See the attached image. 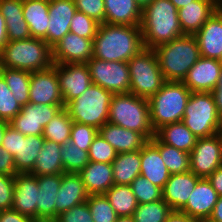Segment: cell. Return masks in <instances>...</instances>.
Here are the masks:
<instances>
[{
    "mask_svg": "<svg viewBox=\"0 0 222 222\" xmlns=\"http://www.w3.org/2000/svg\"><path fill=\"white\" fill-rule=\"evenodd\" d=\"M39 184L31 173H18L14 176V198L11 209L31 217L37 222V202Z\"/></svg>",
    "mask_w": 222,
    "mask_h": 222,
    "instance_id": "cell-16",
    "label": "cell"
},
{
    "mask_svg": "<svg viewBox=\"0 0 222 222\" xmlns=\"http://www.w3.org/2000/svg\"><path fill=\"white\" fill-rule=\"evenodd\" d=\"M220 7L215 0H195L178 9V19L184 35H195Z\"/></svg>",
    "mask_w": 222,
    "mask_h": 222,
    "instance_id": "cell-23",
    "label": "cell"
},
{
    "mask_svg": "<svg viewBox=\"0 0 222 222\" xmlns=\"http://www.w3.org/2000/svg\"><path fill=\"white\" fill-rule=\"evenodd\" d=\"M171 212V207L161 199L138 204L132 217L134 222H165Z\"/></svg>",
    "mask_w": 222,
    "mask_h": 222,
    "instance_id": "cell-38",
    "label": "cell"
},
{
    "mask_svg": "<svg viewBox=\"0 0 222 222\" xmlns=\"http://www.w3.org/2000/svg\"><path fill=\"white\" fill-rule=\"evenodd\" d=\"M92 84L99 85L112 94L128 93L130 71L128 62H109L92 57L87 63Z\"/></svg>",
    "mask_w": 222,
    "mask_h": 222,
    "instance_id": "cell-10",
    "label": "cell"
},
{
    "mask_svg": "<svg viewBox=\"0 0 222 222\" xmlns=\"http://www.w3.org/2000/svg\"><path fill=\"white\" fill-rule=\"evenodd\" d=\"M212 94L215 99V104L217 106L218 114L222 118V70L216 88L212 91Z\"/></svg>",
    "mask_w": 222,
    "mask_h": 222,
    "instance_id": "cell-56",
    "label": "cell"
},
{
    "mask_svg": "<svg viewBox=\"0 0 222 222\" xmlns=\"http://www.w3.org/2000/svg\"><path fill=\"white\" fill-rule=\"evenodd\" d=\"M20 137H26V135H23L21 132L17 131L14 127L8 124L3 136L1 148L14 157L16 152H19Z\"/></svg>",
    "mask_w": 222,
    "mask_h": 222,
    "instance_id": "cell-50",
    "label": "cell"
},
{
    "mask_svg": "<svg viewBox=\"0 0 222 222\" xmlns=\"http://www.w3.org/2000/svg\"><path fill=\"white\" fill-rule=\"evenodd\" d=\"M112 96L110 91L92 84L65 108L73 122L90 125L99 130L108 122Z\"/></svg>",
    "mask_w": 222,
    "mask_h": 222,
    "instance_id": "cell-8",
    "label": "cell"
},
{
    "mask_svg": "<svg viewBox=\"0 0 222 222\" xmlns=\"http://www.w3.org/2000/svg\"><path fill=\"white\" fill-rule=\"evenodd\" d=\"M86 202L94 222H116L119 217L104 194L89 195Z\"/></svg>",
    "mask_w": 222,
    "mask_h": 222,
    "instance_id": "cell-40",
    "label": "cell"
},
{
    "mask_svg": "<svg viewBox=\"0 0 222 222\" xmlns=\"http://www.w3.org/2000/svg\"><path fill=\"white\" fill-rule=\"evenodd\" d=\"M108 122L141 133L148 141L155 136L148 99L131 92L113 94Z\"/></svg>",
    "mask_w": 222,
    "mask_h": 222,
    "instance_id": "cell-5",
    "label": "cell"
},
{
    "mask_svg": "<svg viewBox=\"0 0 222 222\" xmlns=\"http://www.w3.org/2000/svg\"><path fill=\"white\" fill-rule=\"evenodd\" d=\"M100 24L85 13L76 11L73 16L69 32L75 33L87 39H94Z\"/></svg>",
    "mask_w": 222,
    "mask_h": 222,
    "instance_id": "cell-43",
    "label": "cell"
},
{
    "mask_svg": "<svg viewBox=\"0 0 222 222\" xmlns=\"http://www.w3.org/2000/svg\"><path fill=\"white\" fill-rule=\"evenodd\" d=\"M64 173L78 174L89 163L88 151H83L70 141L61 146Z\"/></svg>",
    "mask_w": 222,
    "mask_h": 222,
    "instance_id": "cell-39",
    "label": "cell"
},
{
    "mask_svg": "<svg viewBox=\"0 0 222 222\" xmlns=\"http://www.w3.org/2000/svg\"><path fill=\"white\" fill-rule=\"evenodd\" d=\"M21 109L22 107L18 104L17 100H15L5 79L0 74V120L9 123L20 113Z\"/></svg>",
    "mask_w": 222,
    "mask_h": 222,
    "instance_id": "cell-42",
    "label": "cell"
},
{
    "mask_svg": "<svg viewBox=\"0 0 222 222\" xmlns=\"http://www.w3.org/2000/svg\"><path fill=\"white\" fill-rule=\"evenodd\" d=\"M76 11L74 0H49L47 44L51 48L69 33Z\"/></svg>",
    "mask_w": 222,
    "mask_h": 222,
    "instance_id": "cell-19",
    "label": "cell"
},
{
    "mask_svg": "<svg viewBox=\"0 0 222 222\" xmlns=\"http://www.w3.org/2000/svg\"><path fill=\"white\" fill-rule=\"evenodd\" d=\"M165 222H201L195 218L190 217L181 211H173L168 215Z\"/></svg>",
    "mask_w": 222,
    "mask_h": 222,
    "instance_id": "cell-55",
    "label": "cell"
},
{
    "mask_svg": "<svg viewBox=\"0 0 222 222\" xmlns=\"http://www.w3.org/2000/svg\"><path fill=\"white\" fill-rule=\"evenodd\" d=\"M49 0H23V17L28 24L31 37L47 43L49 23Z\"/></svg>",
    "mask_w": 222,
    "mask_h": 222,
    "instance_id": "cell-29",
    "label": "cell"
},
{
    "mask_svg": "<svg viewBox=\"0 0 222 222\" xmlns=\"http://www.w3.org/2000/svg\"><path fill=\"white\" fill-rule=\"evenodd\" d=\"M93 57V40L75 33H67L52 47L55 64L87 63Z\"/></svg>",
    "mask_w": 222,
    "mask_h": 222,
    "instance_id": "cell-15",
    "label": "cell"
},
{
    "mask_svg": "<svg viewBox=\"0 0 222 222\" xmlns=\"http://www.w3.org/2000/svg\"><path fill=\"white\" fill-rule=\"evenodd\" d=\"M221 70V60L200 57L189 69L183 83L191 92H212Z\"/></svg>",
    "mask_w": 222,
    "mask_h": 222,
    "instance_id": "cell-17",
    "label": "cell"
},
{
    "mask_svg": "<svg viewBox=\"0 0 222 222\" xmlns=\"http://www.w3.org/2000/svg\"><path fill=\"white\" fill-rule=\"evenodd\" d=\"M61 146L56 142L45 140L36 158L33 170L30 173L35 176L63 174L64 168L60 153Z\"/></svg>",
    "mask_w": 222,
    "mask_h": 222,
    "instance_id": "cell-31",
    "label": "cell"
},
{
    "mask_svg": "<svg viewBox=\"0 0 222 222\" xmlns=\"http://www.w3.org/2000/svg\"><path fill=\"white\" fill-rule=\"evenodd\" d=\"M170 1L176 6L177 9H180L194 2L195 0H170Z\"/></svg>",
    "mask_w": 222,
    "mask_h": 222,
    "instance_id": "cell-59",
    "label": "cell"
},
{
    "mask_svg": "<svg viewBox=\"0 0 222 222\" xmlns=\"http://www.w3.org/2000/svg\"><path fill=\"white\" fill-rule=\"evenodd\" d=\"M219 195L207 178H201L188 198L186 206L181 212L201 222L210 217Z\"/></svg>",
    "mask_w": 222,
    "mask_h": 222,
    "instance_id": "cell-20",
    "label": "cell"
},
{
    "mask_svg": "<svg viewBox=\"0 0 222 222\" xmlns=\"http://www.w3.org/2000/svg\"><path fill=\"white\" fill-rule=\"evenodd\" d=\"M53 222H94L87 202L60 213Z\"/></svg>",
    "mask_w": 222,
    "mask_h": 222,
    "instance_id": "cell-47",
    "label": "cell"
},
{
    "mask_svg": "<svg viewBox=\"0 0 222 222\" xmlns=\"http://www.w3.org/2000/svg\"><path fill=\"white\" fill-rule=\"evenodd\" d=\"M56 72L64 106L78 98L92 85L90 71L86 63L56 64Z\"/></svg>",
    "mask_w": 222,
    "mask_h": 222,
    "instance_id": "cell-13",
    "label": "cell"
},
{
    "mask_svg": "<svg viewBox=\"0 0 222 222\" xmlns=\"http://www.w3.org/2000/svg\"><path fill=\"white\" fill-rule=\"evenodd\" d=\"M8 34L6 27V20L1 15L0 12V51L4 48V46L8 43Z\"/></svg>",
    "mask_w": 222,
    "mask_h": 222,
    "instance_id": "cell-58",
    "label": "cell"
},
{
    "mask_svg": "<svg viewBox=\"0 0 222 222\" xmlns=\"http://www.w3.org/2000/svg\"><path fill=\"white\" fill-rule=\"evenodd\" d=\"M129 92L149 99L157 93L166 82L159 68L156 52L151 48H143L129 61Z\"/></svg>",
    "mask_w": 222,
    "mask_h": 222,
    "instance_id": "cell-9",
    "label": "cell"
},
{
    "mask_svg": "<svg viewBox=\"0 0 222 222\" xmlns=\"http://www.w3.org/2000/svg\"><path fill=\"white\" fill-rule=\"evenodd\" d=\"M73 121L68 111L63 107L44 127L43 138L63 145L70 141Z\"/></svg>",
    "mask_w": 222,
    "mask_h": 222,
    "instance_id": "cell-37",
    "label": "cell"
},
{
    "mask_svg": "<svg viewBox=\"0 0 222 222\" xmlns=\"http://www.w3.org/2000/svg\"><path fill=\"white\" fill-rule=\"evenodd\" d=\"M140 28L144 46L151 49L184 35L178 9L170 0H153L144 8Z\"/></svg>",
    "mask_w": 222,
    "mask_h": 222,
    "instance_id": "cell-2",
    "label": "cell"
},
{
    "mask_svg": "<svg viewBox=\"0 0 222 222\" xmlns=\"http://www.w3.org/2000/svg\"><path fill=\"white\" fill-rule=\"evenodd\" d=\"M116 222H134V219L132 216H121L117 218Z\"/></svg>",
    "mask_w": 222,
    "mask_h": 222,
    "instance_id": "cell-62",
    "label": "cell"
},
{
    "mask_svg": "<svg viewBox=\"0 0 222 222\" xmlns=\"http://www.w3.org/2000/svg\"><path fill=\"white\" fill-rule=\"evenodd\" d=\"M8 41L25 40L31 37L24 17L6 20Z\"/></svg>",
    "mask_w": 222,
    "mask_h": 222,
    "instance_id": "cell-48",
    "label": "cell"
},
{
    "mask_svg": "<svg viewBox=\"0 0 222 222\" xmlns=\"http://www.w3.org/2000/svg\"><path fill=\"white\" fill-rule=\"evenodd\" d=\"M14 198V176L0 174V211L11 209Z\"/></svg>",
    "mask_w": 222,
    "mask_h": 222,
    "instance_id": "cell-49",
    "label": "cell"
},
{
    "mask_svg": "<svg viewBox=\"0 0 222 222\" xmlns=\"http://www.w3.org/2000/svg\"><path fill=\"white\" fill-rule=\"evenodd\" d=\"M200 179L191 171L171 174L162 189V199L173 211H181Z\"/></svg>",
    "mask_w": 222,
    "mask_h": 222,
    "instance_id": "cell-21",
    "label": "cell"
},
{
    "mask_svg": "<svg viewBox=\"0 0 222 222\" xmlns=\"http://www.w3.org/2000/svg\"><path fill=\"white\" fill-rule=\"evenodd\" d=\"M0 74L14 95L18 104L23 107L29 103V87L31 72L25 70L8 69L0 67Z\"/></svg>",
    "mask_w": 222,
    "mask_h": 222,
    "instance_id": "cell-35",
    "label": "cell"
},
{
    "mask_svg": "<svg viewBox=\"0 0 222 222\" xmlns=\"http://www.w3.org/2000/svg\"><path fill=\"white\" fill-rule=\"evenodd\" d=\"M8 124H9L8 122L4 120H0V148L2 145L4 133Z\"/></svg>",
    "mask_w": 222,
    "mask_h": 222,
    "instance_id": "cell-60",
    "label": "cell"
},
{
    "mask_svg": "<svg viewBox=\"0 0 222 222\" xmlns=\"http://www.w3.org/2000/svg\"><path fill=\"white\" fill-rule=\"evenodd\" d=\"M0 222H36L29 216L20 214L16 210L8 209L0 211Z\"/></svg>",
    "mask_w": 222,
    "mask_h": 222,
    "instance_id": "cell-53",
    "label": "cell"
},
{
    "mask_svg": "<svg viewBox=\"0 0 222 222\" xmlns=\"http://www.w3.org/2000/svg\"><path fill=\"white\" fill-rule=\"evenodd\" d=\"M191 91L183 82L166 81L148 99L150 120L154 131L163 125L182 122Z\"/></svg>",
    "mask_w": 222,
    "mask_h": 222,
    "instance_id": "cell-6",
    "label": "cell"
},
{
    "mask_svg": "<svg viewBox=\"0 0 222 222\" xmlns=\"http://www.w3.org/2000/svg\"><path fill=\"white\" fill-rule=\"evenodd\" d=\"M117 152L99 133L88 150L89 161L112 163Z\"/></svg>",
    "mask_w": 222,
    "mask_h": 222,
    "instance_id": "cell-45",
    "label": "cell"
},
{
    "mask_svg": "<svg viewBox=\"0 0 222 222\" xmlns=\"http://www.w3.org/2000/svg\"><path fill=\"white\" fill-rule=\"evenodd\" d=\"M140 175L161 189H163L171 175L159 150L150 141L141 149Z\"/></svg>",
    "mask_w": 222,
    "mask_h": 222,
    "instance_id": "cell-27",
    "label": "cell"
},
{
    "mask_svg": "<svg viewBox=\"0 0 222 222\" xmlns=\"http://www.w3.org/2000/svg\"><path fill=\"white\" fill-rule=\"evenodd\" d=\"M104 23L140 26L142 10L135 0H104Z\"/></svg>",
    "mask_w": 222,
    "mask_h": 222,
    "instance_id": "cell-28",
    "label": "cell"
},
{
    "mask_svg": "<svg viewBox=\"0 0 222 222\" xmlns=\"http://www.w3.org/2000/svg\"><path fill=\"white\" fill-rule=\"evenodd\" d=\"M206 222H222V196L218 197L217 203Z\"/></svg>",
    "mask_w": 222,
    "mask_h": 222,
    "instance_id": "cell-57",
    "label": "cell"
},
{
    "mask_svg": "<svg viewBox=\"0 0 222 222\" xmlns=\"http://www.w3.org/2000/svg\"><path fill=\"white\" fill-rule=\"evenodd\" d=\"M0 12L5 20L23 17V0H0Z\"/></svg>",
    "mask_w": 222,
    "mask_h": 222,
    "instance_id": "cell-51",
    "label": "cell"
},
{
    "mask_svg": "<svg viewBox=\"0 0 222 222\" xmlns=\"http://www.w3.org/2000/svg\"><path fill=\"white\" fill-rule=\"evenodd\" d=\"M88 197L89 194L79 174H61V184L55 200V219L60 213L87 201Z\"/></svg>",
    "mask_w": 222,
    "mask_h": 222,
    "instance_id": "cell-22",
    "label": "cell"
},
{
    "mask_svg": "<svg viewBox=\"0 0 222 222\" xmlns=\"http://www.w3.org/2000/svg\"><path fill=\"white\" fill-rule=\"evenodd\" d=\"M194 36L201 57L222 59V6L212 14Z\"/></svg>",
    "mask_w": 222,
    "mask_h": 222,
    "instance_id": "cell-18",
    "label": "cell"
},
{
    "mask_svg": "<svg viewBox=\"0 0 222 222\" xmlns=\"http://www.w3.org/2000/svg\"><path fill=\"white\" fill-rule=\"evenodd\" d=\"M138 204L162 199V189L143 176H137L130 184Z\"/></svg>",
    "mask_w": 222,
    "mask_h": 222,
    "instance_id": "cell-41",
    "label": "cell"
},
{
    "mask_svg": "<svg viewBox=\"0 0 222 222\" xmlns=\"http://www.w3.org/2000/svg\"><path fill=\"white\" fill-rule=\"evenodd\" d=\"M155 137L170 146L190 153L196 144L195 135L182 123H170L155 131Z\"/></svg>",
    "mask_w": 222,
    "mask_h": 222,
    "instance_id": "cell-30",
    "label": "cell"
},
{
    "mask_svg": "<svg viewBox=\"0 0 222 222\" xmlns=\"http://www.w3.org/2000/svg\"><path fill=\"white\" fill-rule=\"evenodd\" d=\"M150 142L159 150L163 162L170 174L190 171V153L167 145L159 141L155 136L150 140Z\"/></svg>",
    "mask_w": 222,
    "mask_h": 222,
    "instance_id": "cell-34",
    "label": "cell"
},
{
    "mask_svg": "<svg viewBox=\"0 0 222 222\" xmlns=\"http://www.w3.org/2000/svg\"><path fill=\"white\" fill-rule=\"evenodd\" d=\"M77 11L85 13L99 24L104 23L105 3L104 0H74Z\"/></svg>",
    "mask_w": 222,
    "mask_h": 222,
    "instance_id": "cell-46",
    "label": "cell"
},
{
    "mask_svg": "<svg viewBox=\"0 0 222 222\" xmlns=\"http://www.w3.org/2000/svg\"><path fill=\"white\" fill-rule=\"evenodd\" d=\"M99 130L93 126L73 122L70 142L83 151H88Z\"/></svg>",
    "mask_w": 222,
    "mask_h": 222,
    "instance_id": "cell-44",
    "label": "cell"
},
{
    "mask_svg": "<svg viewBox=\"0 0 222 222\" xmlns=\"http://www.w3.org/2000/svg\"><path fill=\"white\" fill-rule=\"evenodd\" d=\"M153 0H135L141 10L146 8Z\"/></svg>",
    "mask_w": 222,
    "mask_h": 222,
    "instance_id": "cell-61",
    "label": "cell"
},
{
    "mask_svg": "<svg viewBox=\"0 0 222 222\" xmlns=\"http://www.w3.org/2000/svg\"><path fill=\"white\" fill-rule=\"evenodd\" d=\"M145 48L140 26L100 24L93 39V57L128 62Z\"/></svg>",
    "mask_w": 222,
    "mask_h": 222,
    "instance_id": "cell-1",
    "label": "cell"
},
{
    "mask_svg": "<svg viewBox=\"0 0 222 222\" xmlns=\"http://www.w3.org/2000/svg\"><path fill=\"white\" fill-rule=\"evenodd\" d=\"M220 6H222V0H215Z\"/></svg>",
    "mask_w": 222,
    "mask_h": 222,
    "instance_id": "cell-63",
    "label": "cell"
},
{
    "mask_svg": "<svg viewBox=\"0 0 222 222\" xmlns=\"http://www.w3.org/2000/svg\"><path fill=\"white\" fill-rule=\"evenodd\" d=\"M29 102L45 105H64L55 63L46 70L31 72Z\"/></svg>",
    "mask_w": 222,
    "mask_h": 222,
    "instance_id": "cell-14",
    "label": "cell"
},
{
    "mask_svg": "<svg viewBox=\"0 0 222 222\" xmlns=\"http://www.w3.org/2000/svg\"><path fill=\"white\" fill-rule=\"evenodd\" d=\"M207 180L211 183L217 194L222 196V166L216 169Z\"/></svg>",
    "mask_w": 222,
    "mask_h": 222,
    "instance_id": "cell-54",
    "label": "cell"
},
{
    "mask_svg": "<svg viewBox=\"0 0 222 222\" xmlns=\"http://www.w3.org/2000/svg\"><path fill=\"white\" fill-rule=\"evenodd\" d=\"M39 184L37 222L55 220V200L61 184V174L36 176Z\"/></svg>",
    "mask_w": 222,
    "mask_h": 222,
    "instance_id": "cell-25",
    "label": "cell"
},
{
    "mask_svg": "<svg viewBox=\"0 0 222 222\" xmlns=\"http://www.w3.org/2000/svg\"><path fill=\"white\" fill-rule=\"evenodd\" d=\"M45 139L43 136L20 137L19 152L14 155L16 174L30 173Z\"/></svg>",
    "mask_w": 222,
    "mask_h": 222,
    "instance_id": "cell-33",
    "label": "cell"
},
{
    "mask_svg": "<svg viewBox=\"0 0 222 222\" xmlns=\"http://www.w3.org/2000/svg\"><path fill=\"white\" fill-rule=\"evenodd\" d=\"M99 135L115 149L117 154L141 150L148 142L141 133L110 122L99 129Z\"/></svg>",
    "mask_w": 222,
    "mask_h": 222,
    "instance_id": "cell-24",
    "label": "cell"
},
{
    "mask_svg": "<svg viewBox=\"0 0 222 222\" xmlns=\"http://www.w3.org/2000/svg\"><path fill=\"white\" fill-rule=\"evenodd\" d=\"M89 195L105 194L115 183L112 163H89L79 173Z\"/></svg>",
    "mask_w": 222,
    "mask_h": 222,
    "instance_id": "cell-26",
    "label": "cell"
},
{
    "mask_svg": "<svg viewBox=\"0 0 222 222\" xmlns=\"http://www.w3.org/2000/svg\"><path fill=\"white\" fill-rule=\"evenodd\" d=\"M104 195L119 217L132 216L138 206L130 185L114 184Z\"/></svg>",
    "mask_w": 222,
    "mask_h": 222,
    "instance_id": "cell-36",
    "label": "cell"
},
{
    "mask_svg": "<svg viewBox=\"0 0 222 222\" xmlns=\"http://www.w3.org/2000/svg\"><path fill=\"white\" fill-rule=\"evenodd\" d=\"M141 150L119 153L112 162L113 180L116 185H130L140 175Z\"/></svg>",
    "mask_w": 222,
    "mask_h": 222,
    "instance_id": "cell-32",
    "label": "cell"
},
{
    "mask_svg": "<svg viewBox=\"0 0 222 222\" xmlns=\"http://www.w3.org/2000/svg\"><path fill=\"white\" fill-rule=\"evenodd\" d=\"M53 65L52 48L40 38L9 41L0 51V67L35 72Z\"/></svg>",
    "mask_w": 222,
    "mask_h": 222,
    "instance_id": "cell-4",
    "label": "cell"
},
{
    "mask_svg": "<svg viewBox=\"0 0 222 222\" xmlns=\"http://www.w3.org/2000/svg\"><path fill=\"white\" fill-rule=\"evenodd\" d=\"M222 166V133L197 138L190 152V171L197 177L208 178Z\"/></svg>",
    "mask_w": 222,
    "mask_h": 222,
    "instance_id": "cell-11",
    "label": "cell"
},
{
    "mask_svg": "<svg viewBox=\"0 0 222 222\" xmlns=\"http://www.w3.org/2000/svg\"><path fill=\"white\" fill-rule=\"evenodd\" d=\"M182 123L196 138L209 137L222 131V118L212 92H191Z\"/></svg>",
    "mask_w": 222,
    "mask_h": 222,
    "instance_id": "cell-7",
    "label": "cell"
},
{
    "mask_svg": "<svg viewBox=\"0 0 222 222\" xmlns=\"http://www.w3.org/2000/svg\"><path fill=\"white\" fill-rule=\"evenodd\" d=\"M154 50L165 81L183 82L189 69L201 57L194 35H183Z\"/></svg>",
    "mask_w": 222,
    "mask_h": 222,
    "instance_id": "cell-3",
    "label": "cell"
},
{
    "mask_svg": "<svg viewBox=\"0 0 222 222\" xmlns=\"http://www.w3.org/2000/svg\"><path fill=\"white\" fill-rule=\"evenodd\" d=\"M0 174L16 175L14 157L2 148H0Z\"/></svg>",
    "mask_w": 222,
    "mask_h": 222,
    "instance_id": "cell-52",
    "label": "cell"
},
{
    "mask_svg": "<svg viewBox=\"0 0 222 222\" xmlns=\"http://www.w3.org/2000/svg\"><path fill=\"white\" fill-rule=\"evenodd\" d=\"M64 105L27 103L9 124L26 136H42L44 127Z\"/></svg>",
    "mask_w": 222,
    "mask_h": 222,
    "instance_id": "cell-12",
    "label": "cell"
}]
</instances>
